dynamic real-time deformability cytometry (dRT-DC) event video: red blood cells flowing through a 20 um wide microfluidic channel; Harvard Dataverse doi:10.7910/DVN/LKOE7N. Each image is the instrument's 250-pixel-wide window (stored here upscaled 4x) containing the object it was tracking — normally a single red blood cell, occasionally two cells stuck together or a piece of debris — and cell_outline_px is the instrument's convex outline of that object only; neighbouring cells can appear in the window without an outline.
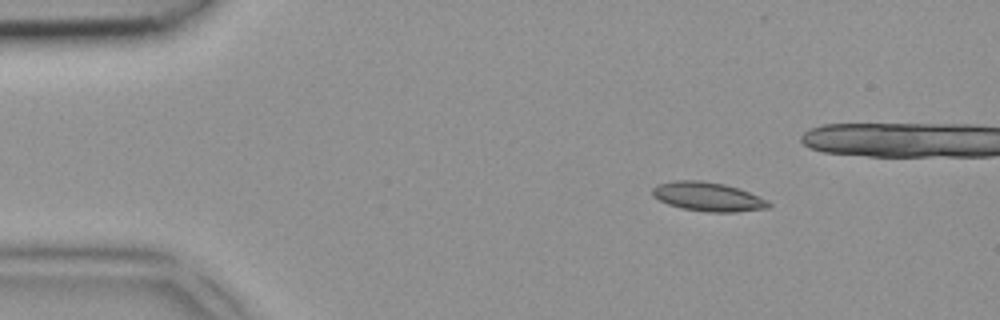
{"species": "common noctule bat (a hibernating species)", "species_latin": "Nyctalus noctula", "temperature_condition": "room temperature", "stored_images_in_passage": 7, "camera_frame_rate_fps": 3000, "um_per_image_px": 0.085, "animal": {"sex": "female", "body_mass_g": 18.4}, "frame": {"image": 1, "passage_image": 1, "time_ms": 0.0, "image_size_px": [1000, 320], "cell_outline_px": [[772, 204], [768, 208], [736, 212], [708, 212], [680, 208], [668, 204], [652, 196], [652, 188], [656, 184], [676, 180], [700, 180], [724, 184], [740, 188], [768, 200]], "centroid_in_image_um": [60.17, 16.71], "position_along_channel_um": 24.8, "area_um2": 19.83}}